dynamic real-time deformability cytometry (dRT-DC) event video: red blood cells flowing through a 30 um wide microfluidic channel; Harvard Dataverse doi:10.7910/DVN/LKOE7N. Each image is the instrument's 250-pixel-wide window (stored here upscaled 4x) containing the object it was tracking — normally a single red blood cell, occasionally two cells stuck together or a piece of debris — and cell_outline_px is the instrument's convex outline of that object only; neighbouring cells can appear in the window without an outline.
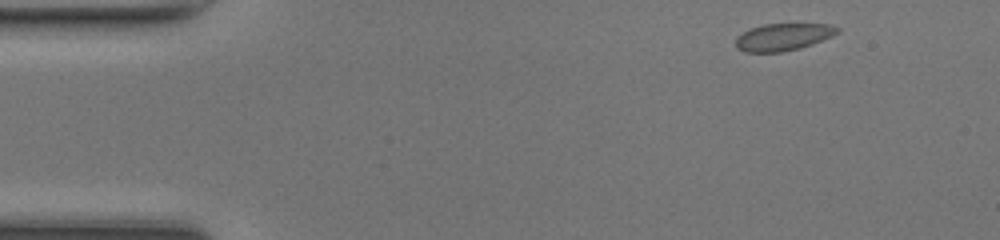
{"species": "common noctule bat (a hibernating species)", "species_latin": "Nyctalus noctula", "temperature_condition": "room temperature", "stored_images_in_passage": 44, "camera_frame_rate_fps": 3000, "um_per_image_px": 0.085, "animal": {"sex": "female", "body_mass_g": 17.0, "forearm_length_mm": 48.0}, "frame": {"image": 1, "passage_image": 1, "time_ms": 0.0, "image_size_px": [1000, 240], "cell_outline_px": [[840, 32], [832, 36], [812, 44], [800, 48], [780, 52], [744, 52], [736, 48], [736, 36], [748, 28], [764, 24], [828, 24], [840, 28]], "centroid_in_image_um": [66.54, 3.14], "position_along_channel_um": 18.5, "area_um2": 16.24}}
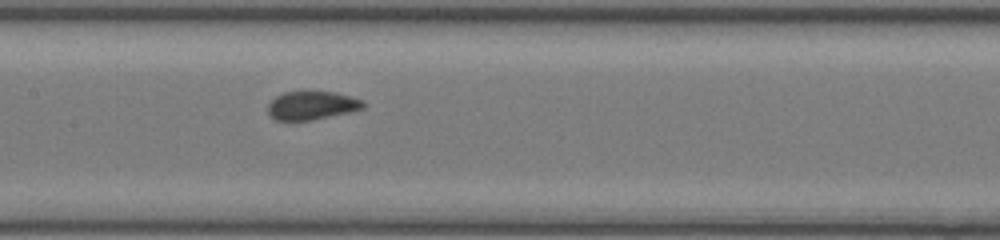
{"frame": {"image": 2, "passage_image": 19, "time_ms": 6.0, "image_size_px": [1000, 240], "cell_outline_px": [[368, 104], [364, 108], [348, 112], [312, 120], [276, 120], [268, 112], [268, 104], [276, 96], [284, 92], [336, 92], [352, 96], [364, 100]], "centroid_in_image_um": [26.56, 8.95], "position_along_channel_um": 180.8, "area_um2": 15.78}}
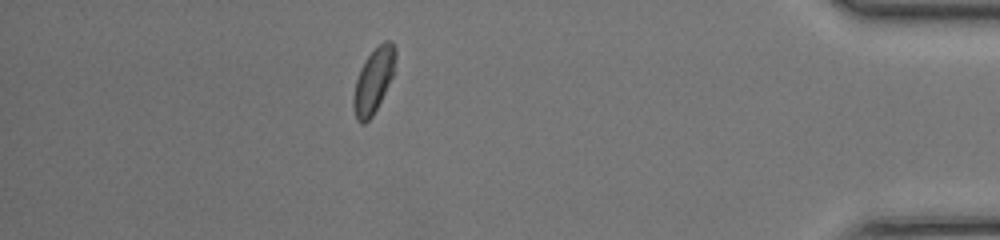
{"frame": {"image": 3, "passage_image": 38, "time_ms": 12.333, "image_size_px": [1000, 240], "cell_outline_px": [[396, 56], [392, 76], [372, 116], [364, 124], [360, 124], [356, 120], [352, 104], [352, 100], [356, 80], [360, 68], [364, 60], [384, 40], [392, 40], [396, 48]], "centroid_in_image_um": [31.73, 6.84], "position_along_channel_um": 403.5, "area_um2": 15.66}, "authors_computed_cell_mechanics": {"area_um2": 16.1262, "velocity_mm_per_s": 4.3033, "shape_relaxation_time_tau1_ms": 6.6303, "shape_relaxation_time_tau2_ms": null, "deformation_change_tau1": 0.1647, "deformation_change_tau2": null}}